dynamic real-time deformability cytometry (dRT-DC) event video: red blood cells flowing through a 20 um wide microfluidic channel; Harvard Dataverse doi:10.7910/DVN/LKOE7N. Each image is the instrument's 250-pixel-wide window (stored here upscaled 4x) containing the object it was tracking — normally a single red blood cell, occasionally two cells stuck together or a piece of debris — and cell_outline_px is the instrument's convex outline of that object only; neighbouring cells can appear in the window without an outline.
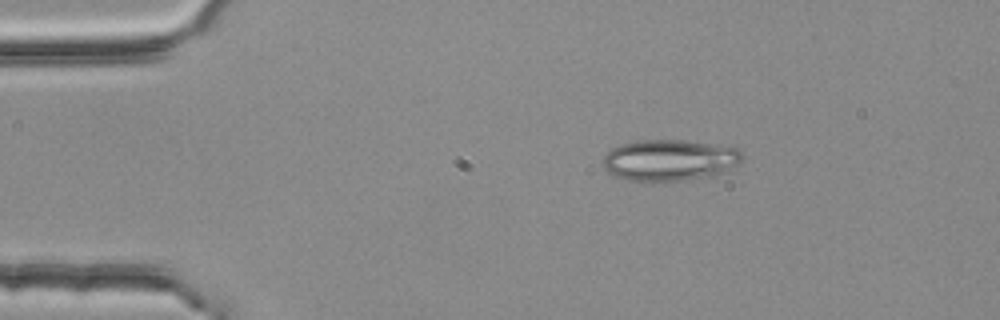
{"species": "common noctule bat (a hibernating species)", "species_latin": "Nyctalus noctula", "temperature_condition": "room temperature", "stored_images_in_passage": 3, "camera_frame_rate_fps": 3000, "um_per_image_px": 0.085, "animal": {"sex": "female", "body_mass_g": 25.1}, "frame": {"image": 1, "passage_image": 1, "time_ms": 0.0, "image_size_px": [1000, 320], "cell_outline_px": [[744, 156], [728, 172], [712, 176], [684, 180], [644, 184], [628, 180], [616, 176], [608, 172], [604, 168], [604, 156], [612, 148], [620, 144], [640, 140], [680, 140], [740, 148]], "centroid_in_image_um": [56.91, 13.65], "position_along_channel_um": 28.1, "area_um2": 34.1}}